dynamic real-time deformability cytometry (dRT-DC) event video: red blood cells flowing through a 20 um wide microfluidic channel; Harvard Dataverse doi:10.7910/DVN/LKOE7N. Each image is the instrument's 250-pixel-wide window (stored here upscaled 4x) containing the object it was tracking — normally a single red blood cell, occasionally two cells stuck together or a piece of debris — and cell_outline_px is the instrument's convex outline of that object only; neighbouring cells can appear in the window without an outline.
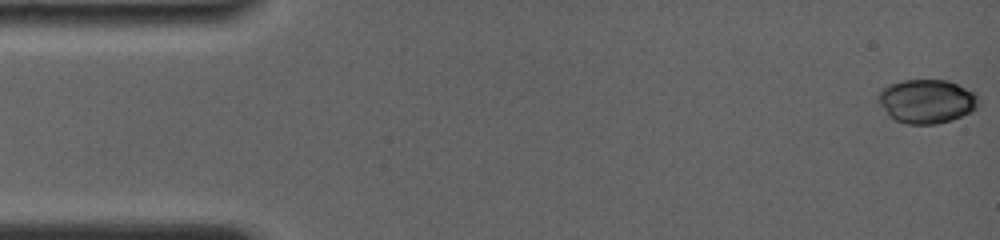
{"species": "common noctule bat (a hibernating species)", "species_latin": "Nyctalus noctula", "temperature_condition": "room temperature", "stored_images_in_passage": 58, "camera_frame_rate_fps": 4000, "um_per_image_px": 0.085, "animal": {"sex": "female", "body_mass_g": 19.0, "forearm_length_mm": 56.7}, "frame": {"image": 1, "passage_image": 1, "time_ms": 0.0, "image_size_px": [1000, 240], "cell_outline_px": [[980, 96], [976, 108], [972, 112], [952, 120], [936, 124], [908, 124], [896, 120], [888, 116], [876, 100], [876, 96], [880, 88], [888, 84], [904, 80], [948, 80], [976, 92]], "centroid_in_image_um": [78.75, 8.6], "position_along_channel_um": 6.2, "area_um2": 26.18}}
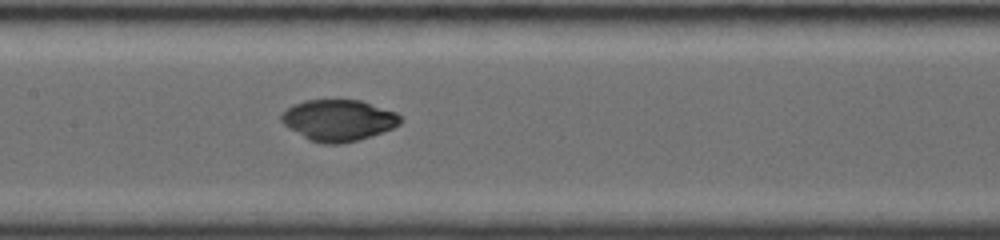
{"frame": {"image": 2, "passage_image": 32, "time_ms": 7.75, "image_size_px": [1000, 240], "cell_outline_px": [[404, 120], [400, 124], [392, 128], [360, 140], [340, 144], [324, 144], [308, 140], [288, 128], [280, 120], [280, 112], [292, 104], [304, 100], [360, 100], [396, 112]], "centroid_in_image_um": [28.73, 10.22], "position_along_channel_um": 178.7, "area_um2": 28.96}}
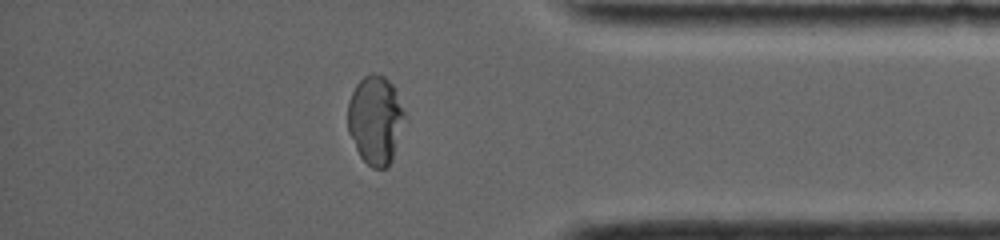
{"frame": {"image": 3, "passage_image": 56, "time_ms": 13.75, "image_size_px": [1000, 240], "cell_outline_px": [[404, 116], [392, 156], [388, 164], [384, 168], [372, 168], [360, 156], [348, 132], [348, 100], [356, 84], [364, 76], [372, 72], [384, 76], [392, 84], [404, 112]], "centroid_in_image_um": [31.85, 10.15], "position_along_channel_um": 403.3, "area_um2": 28.55}}